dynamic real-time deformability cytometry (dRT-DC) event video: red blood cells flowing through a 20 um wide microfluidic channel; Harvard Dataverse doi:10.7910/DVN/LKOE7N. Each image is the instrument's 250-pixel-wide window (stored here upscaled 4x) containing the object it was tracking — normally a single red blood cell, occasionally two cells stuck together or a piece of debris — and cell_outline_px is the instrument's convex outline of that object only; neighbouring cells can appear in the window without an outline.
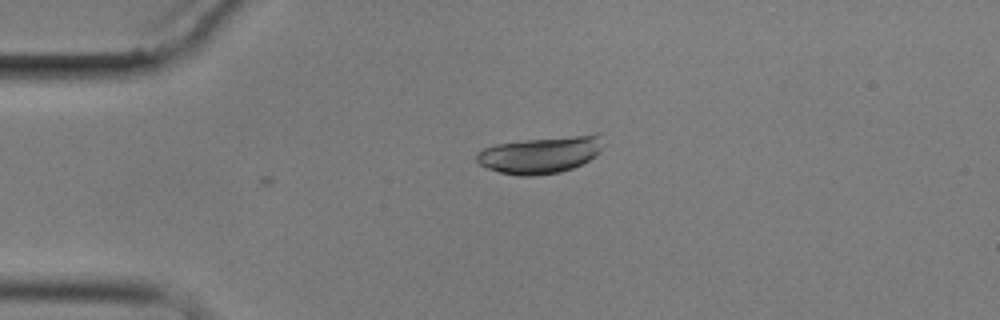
{"species": "common noctule bat (a hibernating species)", "species_latin": "Nyctalus noctula", "temperature_condition": "cold", "stored_images_in_passage": 5, "camera_frame_rate_fps": 3000, "um_per_image_px": 0.085, "animal": {"sex": "male", "body_mass_g": 17.9}, "frame": {"image": 1, "passage_image": 5, "time_ms": 5.667, "image_size_px": [1000, 320], "cell_outline_px": [[600, 152], [588, 160], [572, 168], [560, 172], [536, 176], [520, 176], [500, 172], [488, 168], [480, 164], [476, 160], [476, 152], [484, 148], [496, 144], [524, 140], [596, 132], [600, 132]], "centroid_in_image_um": [45.94, 13.14], "position_along_channel_um": 39.1, "area_um2": 27.28}}